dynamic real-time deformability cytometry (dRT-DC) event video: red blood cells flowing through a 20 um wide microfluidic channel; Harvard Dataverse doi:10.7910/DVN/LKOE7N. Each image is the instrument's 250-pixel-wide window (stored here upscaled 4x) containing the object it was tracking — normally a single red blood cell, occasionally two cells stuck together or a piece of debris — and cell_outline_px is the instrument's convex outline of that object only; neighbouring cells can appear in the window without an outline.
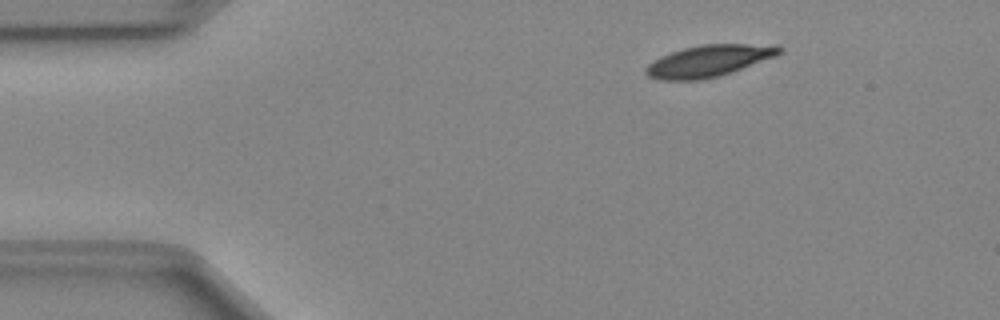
{"species": "Egyptian fruit bat (a non-hibernating species)", "species_latin": "Rousettus aegyptiacus", "temperature_condition": "cold", "stored_images_in_passage": 44, "camera_frame_rate_fps": 3000, "um_per_image_px": 0.085, "animal": {"sex": "female"}, "frame": {"image": 1, "passage_image": 1, "time_ms": 0.0, "image_size_px": [1000, 320], "cell_outline_px": [[784, 48], [776, 56], [732, 72], [720, 76], [700, 80], [660, 80], [648, 76], [644, 72], [644, 68], [652, 60], [660, 56], [684, 48], [700, 44], [776, 44]], "centroid_in_image_um": [60.24, 5.17], "position_along_channel_um": 24.8, "area_um2": 24.85}}
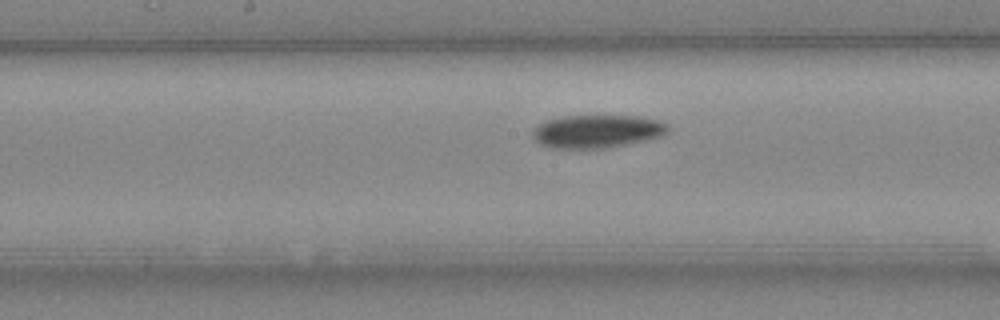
{"frame": {"image": 2, "passage_image": 19, "time_ms": 6.0, "image_size_px": [1000, 320], "cell_outline_px": [[668, 132], [664, 136], [608, 148], [552, 148], [540, 144], [532, 136], [532, 132], [536, 124], [544, 120], [564, 116], [644, 116], [660, 120], [668, 124]], "centroid_in_image_um": [50.76, 11.15], "position_along_channel_um": 197.4, "area_um2": 26.41}}
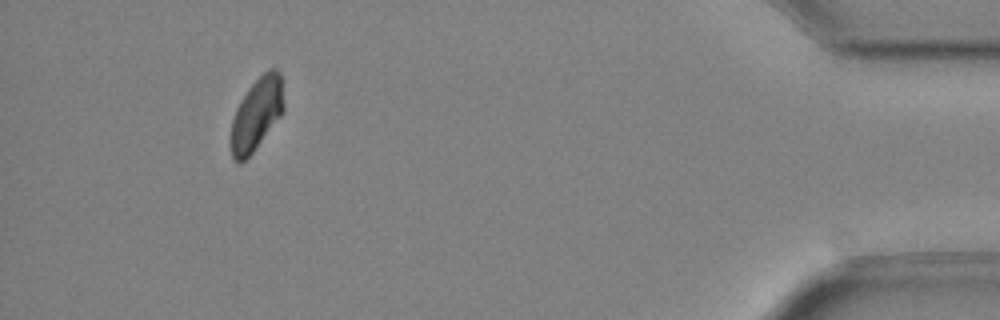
{"frame": {"image": 3, "passage_image": 40, "time_ms": 13.0, "image_size_px": [1000, 320], "cell_outline_px": [[284, 112], [252, 152], [240, 164], [236, 164], [232, 156], [228, 144], [228, 140], [232, 120], [236, 108], [240, 100], [248, 88], [268, 68], [276, 68], [280, 72], [284, 104]], "centroid_in_image_um": [21.77, 9.72], "position_along_channel_um": 413.4, "area_um2": 22.66}, "authors_computed_cell_mechanics": {"area_um2": 24.9118, "velocity_mm_per_s": 4.0018, "shape_relaxation_time_tau1_ms": 3.8138, "shape_relaxation_time_tau2_ms": null, "deformation_change_tau1": 0.0913, "deformation_change_tau2": null}}